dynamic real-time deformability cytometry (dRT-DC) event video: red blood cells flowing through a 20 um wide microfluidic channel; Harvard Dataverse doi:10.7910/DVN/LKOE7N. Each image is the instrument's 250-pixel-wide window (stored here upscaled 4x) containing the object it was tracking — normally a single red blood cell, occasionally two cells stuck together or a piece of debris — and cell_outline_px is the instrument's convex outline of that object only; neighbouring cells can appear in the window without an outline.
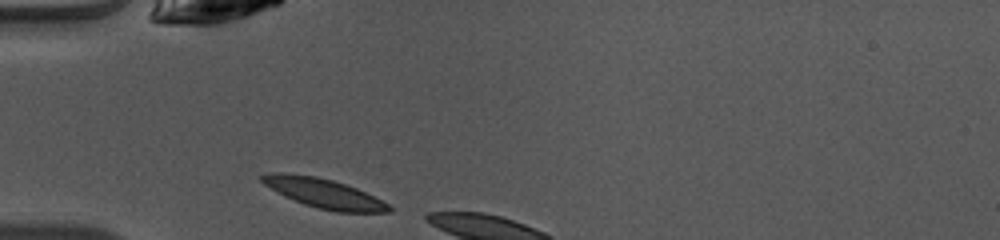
{"species": "common noctule bat (a hibernating species)", "species_latin": "Nyctalus noctula", "temperature_condition": "warm", "stored_images_in_passage": 3, "camera_frame_rate_fps": 3000, "um_per_image_px": 0.085, "animal": {"sex": "female", "body_mass_g": 10.0, "forearm_length_mm": 53.1}, "frame": {"image": 1, "passage_image": 1, "time_ms": 0.0, "image_size_px": [1000, 240], "cell_outline_px": [[392, 208], [388, 212], [336, 212], [304, 204], [264, 184], [260, 180], [260, 176], [272, 172], [284, 172], [316, 176], [332, 180], [356, 188], [388, 204]], "centroid_in_image_um": [27.52, 16.41], "position_along_channel_um": 57.5, "area_um2": 21.15}}